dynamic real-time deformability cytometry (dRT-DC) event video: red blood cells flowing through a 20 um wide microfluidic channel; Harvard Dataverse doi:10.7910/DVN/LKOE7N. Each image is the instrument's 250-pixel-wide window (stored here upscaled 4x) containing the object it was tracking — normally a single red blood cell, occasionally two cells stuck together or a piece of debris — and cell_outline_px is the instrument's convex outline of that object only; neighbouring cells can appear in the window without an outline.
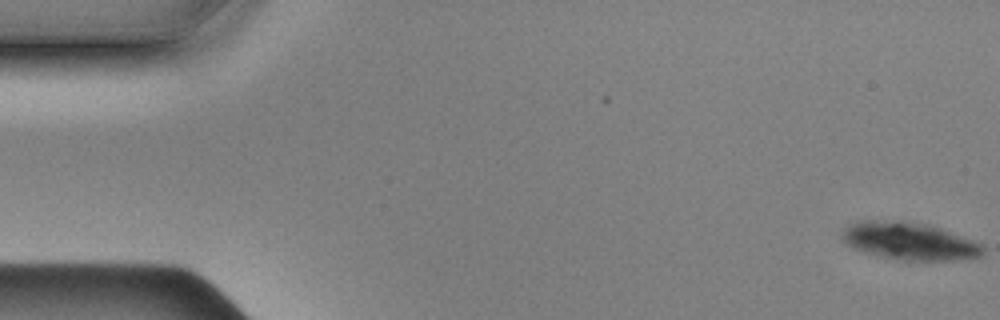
{"species": "Egyptian fruit bat (a non-hibernating species)", "species_latin": "Rousettus aegyptiacus", "temperature_condition": "cold", "stored_images_in_passage": 6, "camera_frame_rate_fps": 3000, "um_per_image_px": 0.085, "animal": {"sex": "male"}, "frame": {"image": 1, "passage_image": 1, "time_ms": 0.0, "image_size_px": [1000, 320], "cell_outline_px": [[984, 252], [980, 256], [952, 260], [896, 260], [880, 256], [856, 248], [848, 244], [840, 236], [852, 224], [864, 220], [908, 220], [928, 224], [940, 228], [980, 244], [984, 248]], "centroid_in_image_um": [77.31, 20.48], "position_along_channel_um": 7.7, "area_um2": 30.23}}